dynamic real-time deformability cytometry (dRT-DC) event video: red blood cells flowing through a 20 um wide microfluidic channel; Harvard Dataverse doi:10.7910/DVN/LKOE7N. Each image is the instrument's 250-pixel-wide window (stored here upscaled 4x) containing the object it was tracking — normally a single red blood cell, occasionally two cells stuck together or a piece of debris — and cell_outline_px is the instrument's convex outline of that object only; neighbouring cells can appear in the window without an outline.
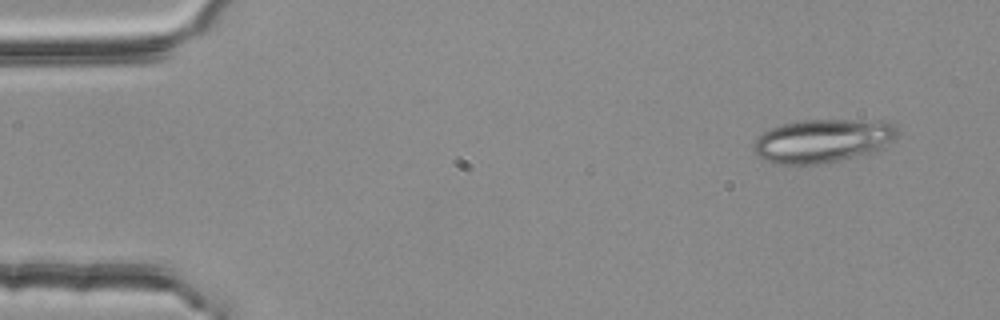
{"species": "common noctule bat (a hibernating species)", "species_latin": "Nyctalus noctula", "temperature_condition": "room temperature", "stored_images_in_passage": 3, "camera_frame_rate_fps": 3000, "um_per_image_px": 0.085, "animal": {"sex": "female", "body_mass_g": 25.1}, "frame": {"image": 1, "passage_image": 1, "time_ms": 0.0, "image_size_px": [1000, 320], "cell_outline_px": [[896, 136], [880, 152], [840, 160], [816, 164], [776, 164], [760, 156], [752, 148], [756, 136], [772, 128], [784, 124], [800, 120], [888, 120], [896, 124]], "centroid_in_image_um": [70.0, 11.96], "position_along_channel_um": 15.0, "area_um2": 36.76}}